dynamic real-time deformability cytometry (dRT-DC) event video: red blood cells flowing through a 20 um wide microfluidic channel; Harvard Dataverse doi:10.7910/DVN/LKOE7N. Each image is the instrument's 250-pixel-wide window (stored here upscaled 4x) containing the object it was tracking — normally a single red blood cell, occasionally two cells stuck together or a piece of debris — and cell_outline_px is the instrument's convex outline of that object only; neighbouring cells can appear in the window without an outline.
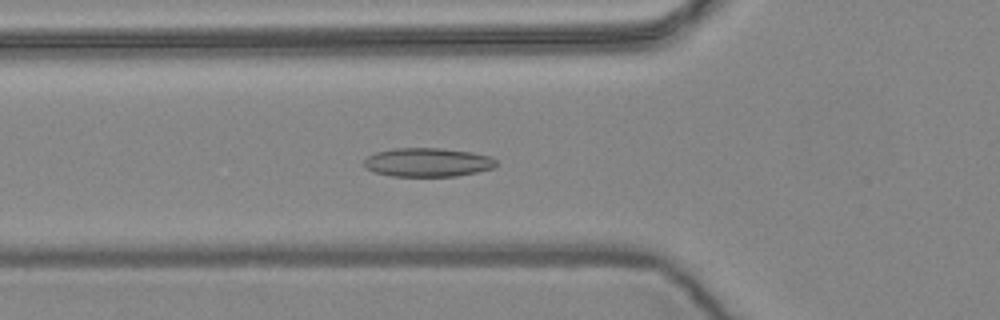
{"species": "common noctule bat (a hibernating species)", "species_latin": "Nyctalus noctula", "temperature_condition": "warm", "stored_images_in_passage": 45, "camera_frame_rate_fps": 3000, "um_per_image_px": 0.085, "animal": {"sex": "female", "body_mass_g": 24.6, "forearm_length_mm": 56.2}, "frame": {"image": 1, "passage_image": 8, "time_ms": 2.333, "image_size_px": [1000, 320], "cell_outline_px": [[496, 164], [492, 168], [476, 172], [456, 176], [392, 176], [376, 172], [364, 168], [364, 160], [368, 156], [376, 152], [392, 148], [440, 148], [472, 152], [492, 156], [496, 160]], "centroid_in_image_um": [36.34, 13.79], "position_along_channel_um": 89.5, "area_um2": 22.2}}
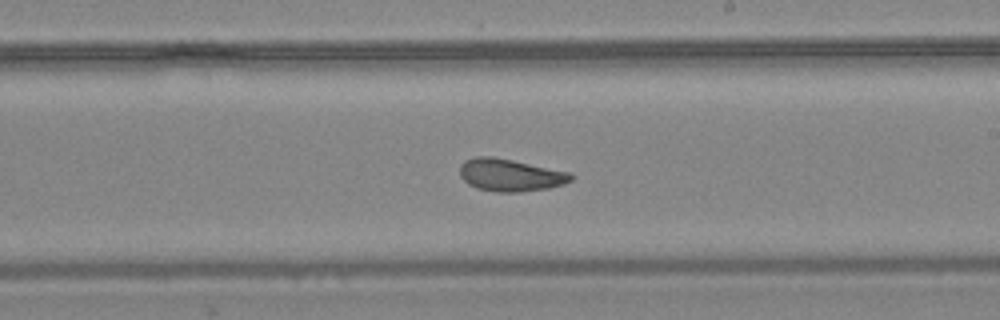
{"frame": {"image": 2, "passage_image": 21, "time_ms": 6.667, "image_size_px": [1000, 320], "cell_outline_px": [[572, 180], [564, 184], [548, 188], [520, 192], [496, 192], [476, 188], [468, 184], [460, 176], [460, 164], [464, 160], [476, 156], [492, 156], [572, 172]], "centroid_in_image_um": [43.36, 14.88], "position_along_channel_um": 245.6, "area_um2": 21.15}}
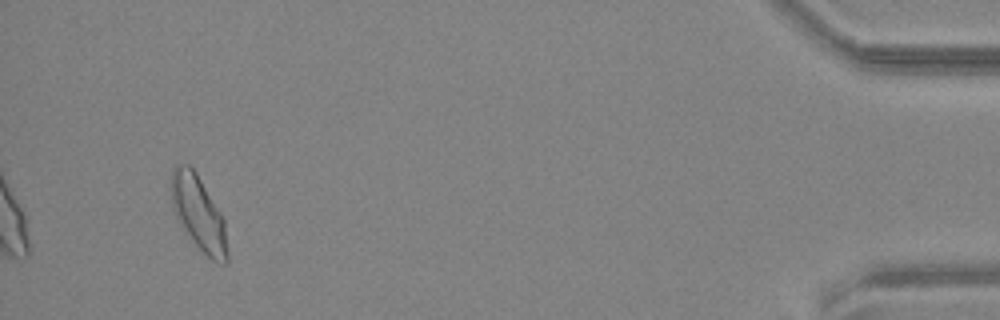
{"frame": {"image": 3, "passage_image": 42, "time_ms": 13.667, "image_size_px": [1000, 320], "cell_outline_px": [[228, 264], [216, 264], [196, 248], [184, 232], [176, 220], [172, 208], [172, 168], [176, 164], [188, 164], [196, 172], [220, 212], [224, 220], [228, 252]], "centroid_in_image_um": [16.88, 18.22], "position_along_channel_um": 418.3, "area_um2": 24.85}, "authors_computed_cell_mechanics": {"area_um2": 21.386, "velocity_mm_per_s": 3.5901, "shape_relaxation_time_tau1_ms": 10.3988, "shape_relaxation_time_tau2_ms": 2.28, "deformation_change_tau1": 0.1986, "deformation_change_tau2": 0.087}}